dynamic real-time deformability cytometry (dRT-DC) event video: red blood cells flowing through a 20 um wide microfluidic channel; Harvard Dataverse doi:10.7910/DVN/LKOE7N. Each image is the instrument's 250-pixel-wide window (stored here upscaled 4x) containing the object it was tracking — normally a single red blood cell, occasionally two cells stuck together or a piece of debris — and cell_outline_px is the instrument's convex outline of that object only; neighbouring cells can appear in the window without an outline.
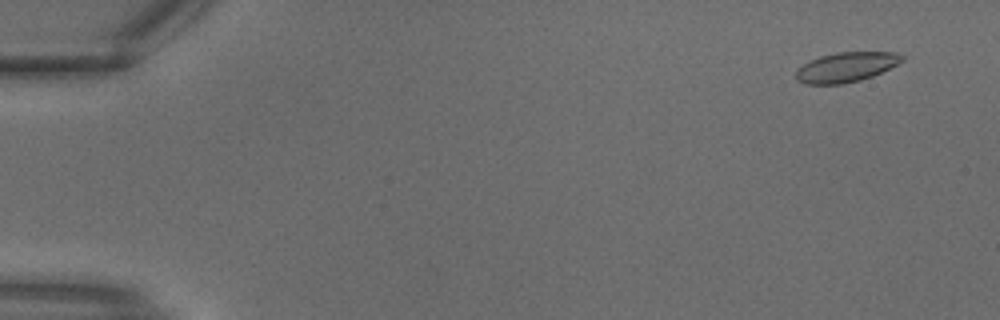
{"species": "common noctule bat (a hibernating species)", "species_latin": "Nyctalus noctula", "temperature_condition": "warm", "stored_images_in_passage": 30, "camera_frame_rate_fps": 3000, "um_per_image_px": 0.085, "animal": {"sex": "male", "body_mass_g": 18.8}, "frame": {"image": 1, "passage_image": 2, "time_ms": 0.333, "image_size_px": [1000, 320], "cell_outline_px": [[904, 60], [872, 76], [860, 80], [844, 84], [804, 84], [796, 80], [796, 72], [804, 64], [820, 56], [836, 52], [896, 52], [904, 56]], "centroid_in_image_um": [71.92, 5.71], "position_along_channel_um": 13.1, "area_um2": 18.21}}
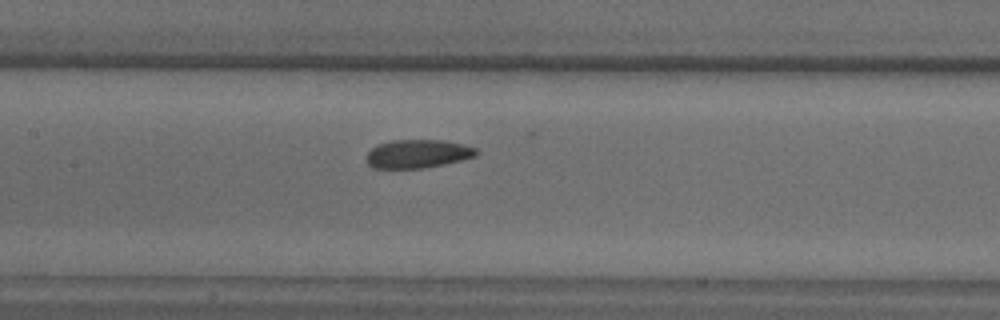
{"frame": {"image": 2, "passage_image": 15, "time_ms": 4.667, "image_size_px": [1000, 320], "cell_outline_px": [[480, 152], [476, 156], [444, 164], [420, 168], [372, 168], [368, 164], [368, 152], [376, 144], [392, 140], [444, 140], [476, 148]], "centroid_in_image_um": [35.5, 13.06], "position_along_channel_um": 171.9, "area_um2": 18.09}}
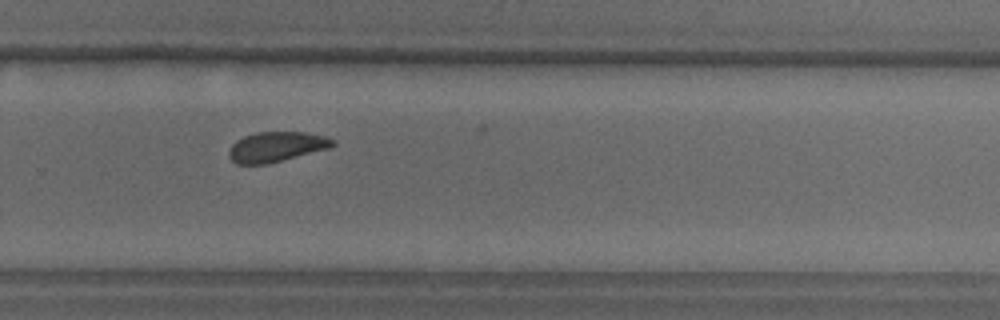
{"frame": {"image": 3, "passage_image": 21, "time_ms": 6.667, "image_size_px": [1000, 320], "cell_outline_px": [[336, 144], [328, 148], [264, 164], [236, 164], [228, 156], [228, 152], [232, 144], [236, 140], [244, 136], [256, 132], [304, 132], [324, 136], [336, 140]], "centroid_in_image_um": [23.46, 12.46], "position_along_channel_um": 306.3, "area_um2": 17.92}}